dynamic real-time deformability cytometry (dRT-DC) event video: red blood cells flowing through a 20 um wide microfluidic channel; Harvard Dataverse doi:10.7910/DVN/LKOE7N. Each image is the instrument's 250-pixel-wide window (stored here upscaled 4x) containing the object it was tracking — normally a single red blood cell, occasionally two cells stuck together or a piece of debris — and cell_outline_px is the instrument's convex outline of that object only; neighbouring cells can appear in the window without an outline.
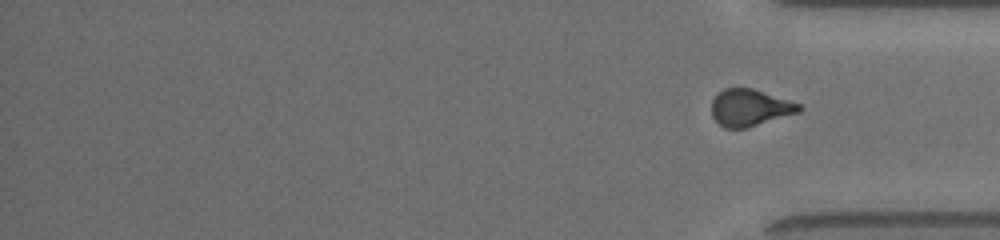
{"species": "common noctule bat (a hibernating species)", "species_latin": "Nyctalus noctula", "temperature_condition": "room temperature", "stored_images_in_passage": 32, "segment_of_instrument_passage": [2, 2], "camera_frame_rate_fps": 3000, "um_per_image_px": 0.085, "animal": {"sex": "female", "body_mass_g": 19.5, "forearm_length_mm": 54.1}, "frame": {"image": 1, "passage_image": 32, "time_ms": 17.667, "image_size_px": [1000, 240], "cell_outline_px": [[804, 108], [800, 112], [748, 128], [724, 128], [712, 116], [712, 100], [724, 88], [752, 88], [800, 104]], "centroid_in_image_um": [63.76, 9.16], "position_along_channel_um": 371.4, "area_um2": 18.73}}